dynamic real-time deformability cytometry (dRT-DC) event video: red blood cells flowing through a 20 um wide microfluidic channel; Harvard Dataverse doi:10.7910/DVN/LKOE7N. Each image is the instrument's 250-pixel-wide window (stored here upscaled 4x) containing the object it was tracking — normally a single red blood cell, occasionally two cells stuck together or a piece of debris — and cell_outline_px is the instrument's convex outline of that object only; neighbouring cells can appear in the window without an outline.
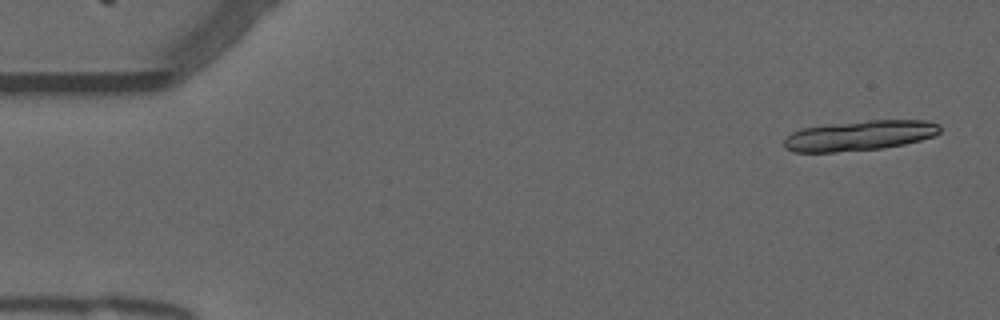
{"species": "common noctule bat (a hibernating species)", "species_latin": "Nyctalus noctula", "temperature_condition": "warm", "stored_images_in_passage": 18, "camera_frame_rate_fps": 3000, "um_per_image_px": 0.085, "animal": {"sex": "male", "forearm_length_mm": 52.5}, "frame": {"image": 1, "passage_image": 2, "time_ms": 0.333, "image_size_px": [1000, 320], "cell_outline_px": [[940, 132], [936, 136], [904, 144], [880, 148], [836, 152], [792, 152], [784, 148], [784, 140], [792, 132], [804, 128], [868, 120], [924, 120], [940, 124]], "centroid_in_image_um": [73.09, 11.53], "position_along_channel_um": 11.9, "area_um2": 27.11}}